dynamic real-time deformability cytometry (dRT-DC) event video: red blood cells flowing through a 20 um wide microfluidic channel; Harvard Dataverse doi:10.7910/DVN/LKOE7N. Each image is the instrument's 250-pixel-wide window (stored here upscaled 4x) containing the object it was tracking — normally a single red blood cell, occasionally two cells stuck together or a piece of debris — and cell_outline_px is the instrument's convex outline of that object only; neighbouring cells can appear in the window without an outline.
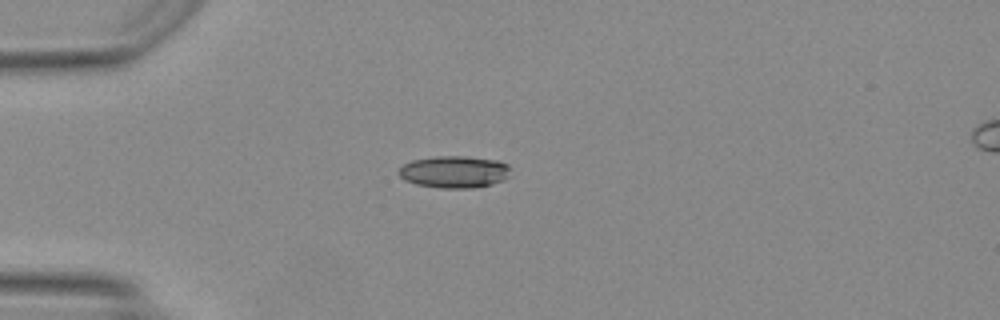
{"species": "Egyptian fruit bat (a non-hibernating species)", "species_latin": "Rousettus aegyptiacus", "temperature_condition": "warm", "stored_images_in_passage": 36, "camera_frame_rate_fps": 3000, "um_per_image_px": 0.085, "animal": {"sex": "female"}, "frame": {"image": 1, "passage_image": 1, "time_ms": 0.0, "image_size_px": [1000, 320], "cell_outline_px": [[512, 168], [508, 176], [504, 180], [492, 184], [476, 188], [440, 188], [416, 184], [404, 180], [396, 172], [404, 164], [412, 160], [436, 156], [464, 156], [500, 160], [508, 164]], "centroid_in_image_um": [38.65, 14.6], "position_along_channel_um": 46.4, "area_um2": 21.21}}
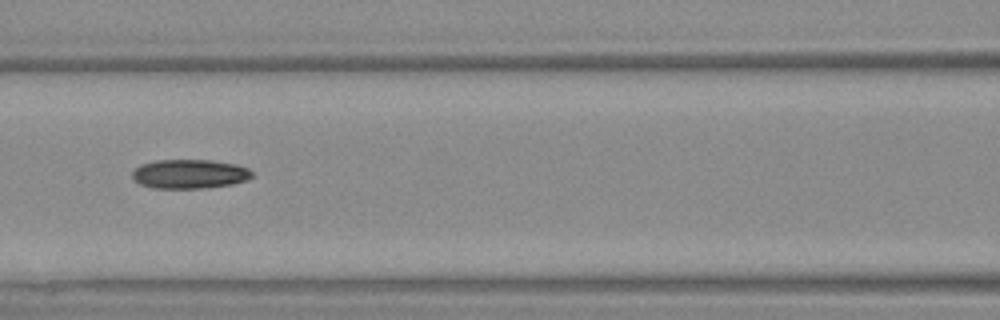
{"frame": {"image": 2, "passage_image": 10, "time_ms": 3.0, "image_size_px": [1000, 320], "cell_outline_px": [[252, 176], [248, 180], [232, 184], [204, 188], [152, 188], [140, 184], [132, 176], [132, 172], [140, 164], [156, 160], [212, 160], [236, 164], [248, 168], [252, 172]], "centroid_in_image_um": [16.12, 14.78], "position_along_channel_um": 150.5, "area_um2": 20.4}}
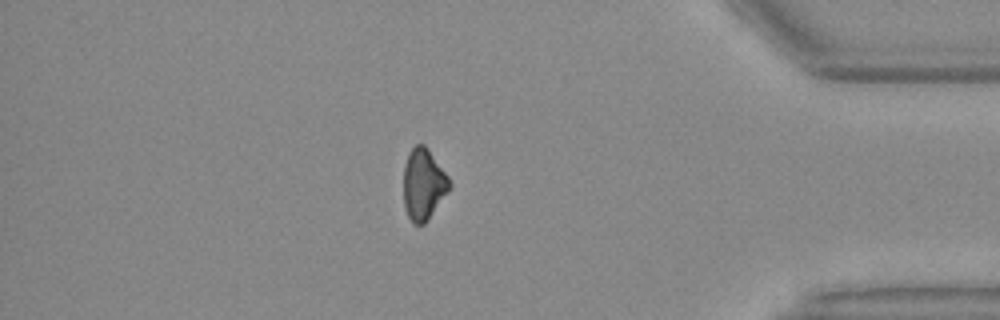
{"frame": {"image": 3, "passage_image": 30, "time_ms": 9.667, "image_size_px": [1000, 320], "cell_outline_px": [[452, 184], [428, 220], [424, 224], [412, 224], [404, 208], [404, 164], [408, 152], [416, 144], [424, 144], [428, 148], [448, 176]], "centroid_in_image_um": [35.97, 15.65], "position_along_channel_um": 399.2, "area_um2": 19.07}, "authors_computed_cell_mechanics": {"area_um2": 20.2878, "velocity_mm_per_s": 4.2229, "shape_relaxation_time_tau1_ms": 5.1066, "shape_relaxation_time_tau2_ms": null, "deformation_change_tau1": 0.1522, "deformation_change_tau2": null}}